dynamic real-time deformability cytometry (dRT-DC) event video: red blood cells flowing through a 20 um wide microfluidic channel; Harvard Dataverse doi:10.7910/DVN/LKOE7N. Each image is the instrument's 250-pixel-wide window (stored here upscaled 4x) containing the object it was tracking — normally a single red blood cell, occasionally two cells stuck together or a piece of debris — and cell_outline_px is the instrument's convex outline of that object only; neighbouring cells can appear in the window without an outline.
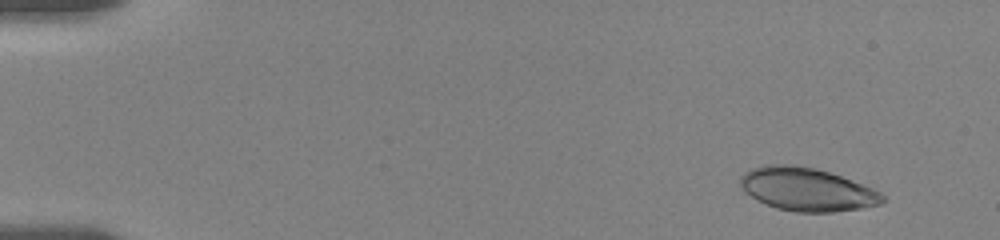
{"species": "human", "species_latin": "Homo sapiens", "temperature_condition": "room temperature", "stored_images_in_passage": 23, "camera_frame_rate_fps": 3000, "um_per_image_px": 0.085, "donor": {"sex": "female"}, "frame": {"image": 1, "passage_image": 3, "time_ms": 1.0, "image_size_px": [1000, 240], "cell_outline_px": [[888, 200], [880, 204], [860, 208], [832, 212], [796, 212], [776, 208], [744, 192], [740, 184], [740, 176], [744, 172], [752, 168], [764, 164], [796, 164], [816, 168], [852, 180], [872, 188], [880, 192]], "centroid_in_image_um": [68.58, 16.08], "position_along_channel_um": 16.4, "area_um2": 35.78}}
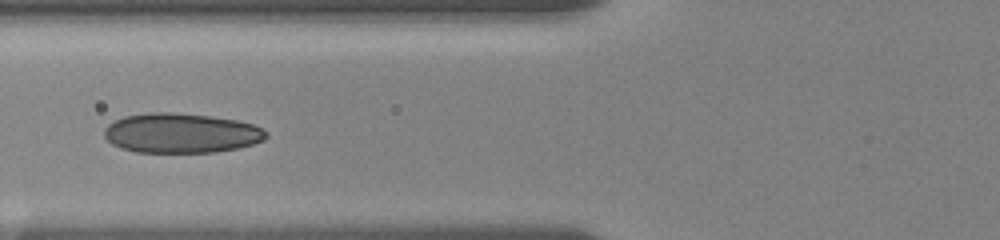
{"frame": {"image": 2, "passage_image": 18, "time_ms": 7.0, "image_size_px": [1000, 240], "cell_outline_px": [[268, 136], [264, 140], [252, 144], [236, 148], [216, 152], [136, 152], [120, 148], [112, 144], [104, 136], [104, 128], [108, 124], [124, 116], [152, 112], [172, 112], [208, 116], [236, 120], [252, 124], [268, 132]], "centroid_in_image_um": [15.37, 11.31], "position_along_channel_um": 110.4, "area_um2": 37.4}}
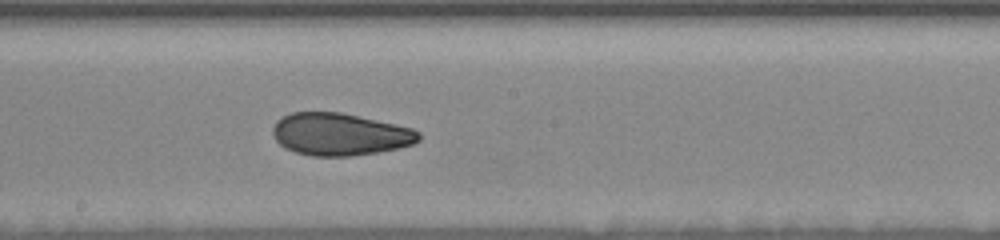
{"frame": {"image": 3, "passage_image": 23, "time_ms": 10.0, "image_size_px": [1000, 240], "cell_outline_px": [[420, 140], [412, 144], [400, 148], [376, 152], [348, 156], [312, 156], [296, 152], [284, 148], [276, 140], [272, 132], [272, 128], [276, 120], [292, 112], [340, 112], [396, 124], [412, 128], [420, 132]], "centroid_in_image_um": [28.88, 11.41], "position_along_channel_um": 219.3, "area_um2": 36.01}}